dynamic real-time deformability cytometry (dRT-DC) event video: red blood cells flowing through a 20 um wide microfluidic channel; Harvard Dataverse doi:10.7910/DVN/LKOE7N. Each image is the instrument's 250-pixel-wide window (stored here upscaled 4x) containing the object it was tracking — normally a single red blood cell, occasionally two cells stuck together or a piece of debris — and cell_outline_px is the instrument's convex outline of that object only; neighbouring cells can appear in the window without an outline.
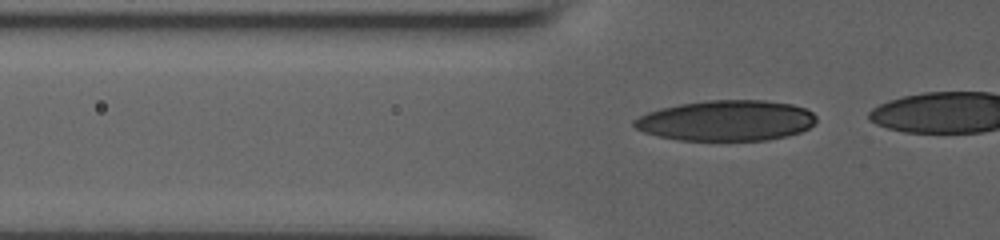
{"species": "human", "species_latin": "Homo sapiens", "temperature_condition": "room temperature", "stored_images_in_passage": 16, "camera_frame_rate_fps": 3000, "um_per_image_px": 0.085, "donor": {"sex": "male"}, "frame": {"image": 1, "passage_image": 12, "time_ms": 3.667, "image_size_px": [1000, 240], "cell_outline_px": [[816, 124], [800, 132], [788, 136], [768, 140], [680, 140], [660, 136], [644, 132], [636, 128], [632, 124], [632, 120], [648, 112], [660, 108], [680, 104], [708, 100], [764, 100], [792, 104], [804, 108], [812, 112], [816, 116]], "centroid_in_image_um": [61.76, 10.25], "position_along_channel_um": 64.0, "area_um2": 43.12}}